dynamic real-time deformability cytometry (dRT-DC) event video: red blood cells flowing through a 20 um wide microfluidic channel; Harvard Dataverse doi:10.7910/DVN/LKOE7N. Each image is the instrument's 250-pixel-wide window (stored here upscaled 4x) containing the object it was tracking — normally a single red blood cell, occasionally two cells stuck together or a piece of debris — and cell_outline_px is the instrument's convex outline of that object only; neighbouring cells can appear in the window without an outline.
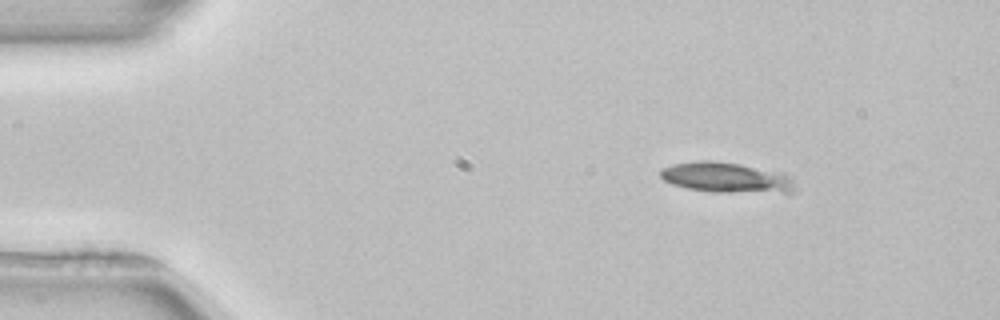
{"species": "common noctule bat (a hibernating species)", "species_latin": "Nyctalus noctula", "temperature_condition": "room temperature", "stored_images_in_passage": 3, "camera_frame_rate_fps": 3000, "um_per_image_px": 0.085, "animal": {"sex": "female", "body_mass_g": 22.7, "forearm_length_mm": 54.2}, "frame": {"image": 1, "passage_image": 1, "time_ms": 0.0, "image_size_px": [1000, 320], "cell_outline_px": [[792, 192], [716, 192], [688, 188], [672, 184], [664, 180], [660, 176], [660, 168], [672, 164], [696, 160], [712, 160], [740, 164], [784, 172], [792, 180]], "centroid_in_image_um": [61.68, 15.07], "position_along_channel_um": 23.3, "area_um2": 23.7}}